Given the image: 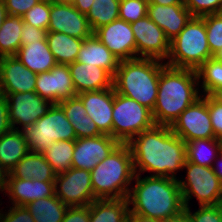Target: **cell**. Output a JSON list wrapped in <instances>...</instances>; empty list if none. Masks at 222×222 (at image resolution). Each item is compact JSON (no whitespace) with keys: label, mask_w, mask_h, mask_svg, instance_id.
<instances>
[{"label":"cell","mask_w":222,"mask_h":222,"mask_svg":"<svg viewBox=\"0 0 222 222\" xmlns=\"http://www.w3.org/2000/svg\"><path fill=\"white\" fill-rule=\"evenodd\" d=\"M127 144L132 153L135 174L151 172L150 176L178 179L175 173L182 171L187 161L186 142L169 126L154 125Z\"/></svg>","instance_id":"obj_1"},{"label":"cell","mask_w":222,"mask_h":222,"mask_svg":"<svg viewBox=\"0 0 222 222\" xmlns=\"http://www.w3.org/2000/svg\"><path fill=\"white\" fill-rule=\"evenodd\" d=\"M135 174L134 186L130 189L128 203L130 212L158 220L181 213L184 209L178 179ZM142 178V179H141Z\"/></svg>","instance_id":"obj_2"},{"label":"cell","mask_w":222,"mask_h":222,"mask_svg":"<svg viewBox=\"0 0 222 222\" xmlns=\"http://www.w3.org/2000/svg\"><path fill=\"white\" fill-rule=\"evenodd\" d=\"M197 72L166 65L160 72L157 98L152 110L155 125L169 126L201 97Z\"/></svg>","instance_id":"obj_3"},{"label":"cell","mask_w":222,"mask_h":222,"mask_svg":"<svg viewBox=\"0 0 222 222\" xmlns=\"http://www.w3.org/2000/svg\"><path fill=\"white\" fill-rule=\"evenodd\" d=\"M165 66V62L154 58L121 60L113 76L115 92L152 111L157 98L160 72Z\"/></svg>","instance_id":"obj_4"},{"label":"cell","mask_w":222,"mask_h":222,"mask_svg":"<svg viewBox=\"0 0 222 222\" xmlns=\"http://www.w3.org/2000/svg\"><path fill=\"white\" fill-rule=\"evenodd\" d=\"M94 196L97 199L127 198L135 177L133 159L127 143H120L91 171Z\"/></svg>","instance_id":"obj_5"},{"label":"cell","mask_w":222,"mask_h":222,"mask_svg":"<svg viewBox=\"0 0 222 222\" xmlns=\"http://www.w3.org/2000/svg\"><path fill=\"white\" fill-rule=\"evenodd\" d=\"M212 57L203 16H192L184 29L170 41V52L165 63L171 67L196 71Z\"/></svg>","instance_id":"obj_6"},{"label":"cell","mask_w":222,"mask_h":222,"mask_svg":"<svg viewBox=\"0 0 222 222\" xmlns=\"http://www.w3.org/2000/svg\"><path fill=\"white\" fill-rule=\"evenodd\" d=\"M21 131L31 152L42 153L56 141L77 139L72 124L58 104H52L45 115Z\"/></svg>","instance_id":"obj_7"},{"label":"cell","mask_w":222,"mask_h":222,"mask_svg":"<svg viewBox=\"0 0 222 222\" xmlns=\"http://www.w3.org/2000/svg\"><path fill=\"white\" fill-rule=\"evenodd\" d=\"M155 125L152 111L137 101L116 93L112 112V138L128 143L142 131Z\"/></svg>","instance_id":"obj_8"},{"label":"cell","mask_w":222,"mask_h":222,"mask_svg":"<svg viewBox=\"0 0 222 222\" xmlns=\"http://www.w3.org/2000/svg\"><path fill=\"white\" fill-rule=\"evenodd\" d=\"M183 169H186V178L178 182L185 207H189L192 197H196L199 206L222 204V182L212 167L186 161Z\"/></svg>","instance_id":"obj_9"},{"label":"cell","mask_w":222,"mask_h":222,"mask_svg":"<svg viewBox=\"0 0 222 222\" xmlns=\"http://www.w3.org/2000/svg\"><path fill=\"white\" fill-rule=\"evenodd\" d=\"M55 195L68 206L90 205L94 196L90 171L70 168L57 173L54 181Z\"/></svg>","instance_id":"obj_10"},{"label":"cell","mask_w":222,"mask_h":222,"mask_svg":"<svg viewBox=\"0 0 222 222\" xmlns=\"http://www.w3.org/2000/svg\"><path fill=\"white\" fill-rule=\"evenodd\" d=\"M172 132L185 142L215 138L208 111L207 95H201L186 108L171 126Z\"/></svg>","instance_id":"obj_11"},{"label":"cell","mask_w":222,"mask_h":222,"mask_svg":"<svg viewBox=\"0 0 222 222\" xmlns=\"http://www.w3.org/2000/svg\"><path fill=\"white\" fill-rule=\"evenodd\" d=\"M6 98L13 130H23L45 115L52 103L36 92L1 93ZM22 126L21 129L16 127Z\"/></svg>","instance_id":"obj_12"},{"label":"cell","mask_w":222,"mask_h":222,"mask_svg":"<svg viewBox=\"0 0 222 222\" xmlns=\"http://www.w3.org/2000/svg\"><path fill=\"white\" fill-rule=\"evenodd\" d=\"M130 25L136 40V58H154L165 62L170 52V41L165 32L148 15Z\"/></svg>","instance_id":"obj_13"},{"label":"cell","mask_w":222,"mask_h":222,"mask_svg":"<svg viewBox=\"0 0 222 222\" xmlns=\"http://www.w3.org/2000/svg\"><path fill=\"white\" fill-rule=\"evenodd\" d=\"M35 92L52 104L75 97L77 94L68 65L57 64L50 71L38 73Z\"/></svg>","instance_id":"obj_14"},{"label":"cell","mask_w":222,"mask_h":222,"mask_svg":"<svg viewBox=\"0 0 222 222\" xmlns=\"http://www.w3.org/2000/svg\"><path fill=\"white\" fill-rule=\"evenodd\" d=\"M120 61L136 58V40L130 23L118 18L93 32Z\"/></svg>","instance_id":"obj_15"},{"label":"cell","mask_w":222,"mask_h":222,"mask_svg":"<svg viewBox=\"0 0 222 222\" xmlns=\"http://www.w3.org/2000/svg\"><path fill=\"white\" fill-rule=\"evenodd\" d=\"M47 32H60L83 40L93 35L86 15L72 5L54 3L51 0Z\"/></svg>","instance_id":"obj_16"},{"label":"cell","mask_w":222,"mask_h":222,"mask_svg":"<svg viewBox=\"0 0 222 222\" xmlns=\"http://www.w3.org/2000/svg\"><path fill=\"white\" fill-rule=\"evenodd\" d=\"M119 144L117 139L107 134L76 139L71 167L91 171Z\"/></svg>","instance_id":"obj_17"},{"label":"cell","mask_w":222,"mask_h":222,"mask_svg":"<svg viewBox=\"0 0 222 222\" xmlns=\"http://www.w3.org/2000/svg\"><path fill=\"white\" fill-rule=\"evenodd\" d=\"M37 73L32 72L16 55L0 57L1 93L35 92Z\"/></svg>","instance_id":"obj_18"},{"label":"cell","mask_w":222,"mask_h":222,"mask_svg":"<svg viewBox=\"0 0 222 222\" xmlns=\"http://www.w3.org/2000/svg\"><path fill=\"white\" fill-rule=\"evenodd\" d=\"M81 99L87 115L95 122L102 134L112 137V112L114 87L99 91H85L77 94Z\"/></svg>","instance_id":"obj_19"},{"label":"cell","mask_w":222,"mask_h":222,"mask_svg":"<svg viewBox=\"0 0 222 222\" xmlns=\"http://www.w3.org/2000/svg\"><path fill=\"white\" fill-rule=\"evenodd\" d=\"M147 15L164 32L169 41L173 40L191 19L185 4L158 5L148 3Z\"/></svg>","instance_id":"obj_20"},{"label":"cell","mask_w":222,"mask_h":222,"mask_svg":"<svg viewBox=\"0 0 222 222\" xmlns=\"http://www.w3.org/2000/svg\"><path fill=\"white\" fill-rule=\"evenodd\" d=\"M5 193L11 205L26 206L34 200L53 196L55 194L54 181L18 179L9 174Z\"/></svg>","instance_id":"obj_21"},{"label":"cell","mask_w":222,"mask_h":222,"mask_svg":"<svg viewBox=\"0 0 222 222\" xmlns=\"http://www.w3.org/2000/svg\"><path fill=\"white\" fill-rule=\"evenodd\" d=\"M76 94L113 87V77L96 65L73 62L68 65Z\"/></svg>","instance_id":"obj_22"},{"label":"cell","mask_w":222,"mask_h":222,"mask_svg":"<svg viewBox=\"0 0 222 222\" xmlns=\"http://www.w3.org/2000/svg\"><path fill=\"white\" fill-rule=\"evenodd\" d=\"M76 61L103 68L112 77L115 75L120 62V60L94 35L83 40Z\"/></svg>","instance_id":"obj_23"},{"label":"cell","mask_w":222,"mask_h":222,"mask_svg":"<svg viewBox=\"0 0 222 222\" xmlns=\"http://www.w3.org/2000/svg\"><path fill=\"white\" fill-rule=\"evenodd\" d=\"M16 57L34 73L50 71L58 63L48 46L47 40L21 45Z\"/></svg>","instance_id":"obj_24"},{"label":"cell","mask_w":222,"mask_h":222,"mask_svg":"<svg viewBox=\"0 0 222 222\" xmlns=\"http://www.w3.org/2000/svg\"><path fill=\"white\" fill-rule=\"evenodd\" d=\"M18 179L55 181L56 172L40 152H31L22 158L9 173Z\"/></svg>","instance_id":"obj_25"},{"label":"cell","mask_w":222,"mask_h":222,"mask_svg":"<svg viewBox=\"0 0 222 222\" xmlns=\"http://www.w3.org/2000/svg\"><path fill=\"white\" fill-rule=\"evenodd\" d=\"M29 153L21 130H10L0 137V165L10 173L17 163Z\"/></svg>","instance_id":"obj_26"},{"label":"cell","mask_w":222,"mask_h":222,"mask_svg":"<svg viewBox=\"0 0 222 222\" xmlns=\"http://www.w3.org/2000/svg\"><path fill=\"white\" fill-rule=\"evenodd\" d=\"M129 207L128 198L96 199L90 204L89 222H124Z\"/></svg>","instance_id":"obj_27"},{"label":"cell","mask_w":222,"mask_h":222,"mask_svg":"<svg viewBox=\"0 0 222 222\" xmlns=\"http://www.w3.org/2000/svg\"><path fill=\"white\" fill-rule=\"evenodd\" d=\"M46 40L58 64L69 65L77 60L83 39L60 32H47Z\"/></svg>","instance_id":"obj_28"},{"label":"cell","mask_w":222,"mask_h":222,"mask_svg":"<svg viewBox=\"0 0 222 222\" xmlns=\"http://www.w3.org/2000/svg\"><path fill=\"white\" fill-rule=\"evenodd\" d=\"M68 207L55 194L26 205L35 222H62Z\"/></svg>","instance_id":"obj_29"},{"label":"cell","mask_w":222,"mask_h":222,"mask_svg":"<svg viewBox=\"0 0 222 222\" xmlns=\"http://www.w3.org/2000/svg\"><path fill=\"white\" fill-rule=\"evenodd\" d=\"M23 16L9 15L0 29V57L16 55L20 49L23 31Z\"/></svg>","instance_id":"obj_30"},{"label":"cell","mask_w":222,"mask_h":222,"mask_svg":"<svg viewBox=\"0 0 222 222\" xmlns=\"http://www.w3.org/2000/svg\"><path fill=\"white\" fill-rule=\"evenodd\" d=\"M222 141L217 138L196 139L186 142L187 161L206 167H212Z\"/></svg>","instance_id":"obj_31"},{"label":"cell","mask_w":222,"mask_h":222,"mask_svg":"<svg viewBox=\"0 0 222 222\" xmlns=\"http://www.w3.org/2000/svg\"><path fill=\"white\" fill-rule=\"evenodd\" d=\"M74 147L75 140H60L43 150L42 154L57 174L71 168Z\"/></svg>","instance_id":"obj_32"},{"label":"cell","mask_w":222,"mask_h":222,"mask_svg":"<svg viewBox=\"0 0 222 222\" xmlns=\"http://www.w3.org/2000/svg\"><path fill=\"white\" fill-rule=\"evenodd\" d=\"M120 0H94L86 17L92 31L119 18Z\"/></svg>","instance_id":"obj_33"},{"label":"cell","mask_w":222,"mask_h":222,"mask_svg":"<svg viewBox=\"0 0 222 222\" xmlns=\"http://www.w3.org/2000/svg\"><path fill=\"white\" fill-rule=\"evenodd\" d=\"M196 72L199 86L203 90L201 95H212L222 88V62L215 57L209 58Z\"/></svg>","instance_id":"obj_34"},{"label":"cell","mask_w":222,"mask_h":222,"mask_svg":"<svg viewBox=\"0 0 222 222\" xmlns=\"http://www.w3.org/2000/svg\"><path fill=\"white\" fill-rule=\"evenodd\" d=\"M203 20L206 26L208 46L214 56L222 49V12L204 15Z\"/></svg>","instance_id":"obj_35"},{"label":"cell","mask_w":222,"mask_h":222,"mask_svg":"<svg viewBox=\"0 0 222 222\" xmlns=\"http://www.w3.org/2000/svg\"><path fill=\"white\" fill-rule=\"evenodd\" d=\"M25 24L48 30L50 22V0H41L23 15Z\"/></svg>","instance_id":"obj_36"},{"label":"cell","mask_w":222,"mask_h":222,"mask_svg":"<svg viewBox=\"0 0 222 222\" xmlns=\"http://www.w3.org/2000/svg\"><path fill=\"white\" fill-rule=\"evenodd\" d=\"M148 0H120L119 18L132 23L147 15Z\"/></svg>","instance_id":"obj_37"},{"label":"cell","mask_w":222,"mask_h":222,"mask_svg":"<svg viewBox=\"0 0 222 222\" xmlns=\"http://www.w3.org/2000/svg\"><path fill=\"white\" fill-rule=\"evenodd\" d=\"M192 16L202 17L222 12V0H184Z\"/></svg>","instance_id":"obj_38"},{"label":"cell","mask_w":222,"mask_h":222,"mask_svg":"<svg viewBox=\"0 0 222 222\" xmlns=\"http://www.w3.org/2000/svg\"><path fill=\"white\" fill-rule=\"evenodd\" d=\"M198 210L191 212L190 206L185 207L192 222H222V204L199 206Z\"/></svg>","instance_id":"obj_39"},{"label":"cell","mask_w":222,"mask_h":222,"mask_svg":"<svg viewBox=\"0 0 222 222\" xmlns=\"http://www.w3.org/2000/svg\"><path fill=\"white\" fill-rule=\"evenodd\" d=\"M73 126L77 139L96 137L102 135L92 119L85 115V118L68 119Z\"/></svg>","instance_id":"obj_40"},{"label":"cell","mask_w":222,"mask_h":222,"mask_svg":"<svg viewBox=\"0 0 222 222\" xmlns=\"http://www.w3.org/2000/svg\"><path fill=\"white\" fill-rule=\"evenodd\" d=\"M207 105L215 138L222 141V105L211 95H207Z\"/></svg>","instance_id":"obj_41"},{"label":"cell","mask_w":222,"mask_h":222,"mask_svg":"<svg viewBox=\"0 0 222 222\" xmlns=\"http://www.w3.org/2000/svg\"><path fill=\"white\" fill-rule=\"evenodd\" d=\"M58 105L63 109L65 116L68 119L85 118V115H87L86 109L77 95L75 97L62 100L58 103Z\"/></svg>","instance_id":"obj_42"},{"label":"cell","mask_w":222,"mask_h":222,"mask_svg":"<svg viewBox=\"0 0 222 222\" xmlns=\"http://www.w3.org/2000/svg\"><path fill=\"white\" fill-rule=\"evenodd\" d=\"M8 212L0 210V222H35L26 206H11Z\"/></svg>","instance_id":"obj_43"},{"label":"cell","mask_w":222,"mask_h":222,"mask_svg":"<svg viewBox=\"0 0 222 222\" xmlns=\"http://www.w3.org/2000/svg\"><path fill=\"white\" fill-rule=\"evenodd\" d=\"M9 15L23 16L41 0H3Z\"/></svg>","instance_id":"obj_44"},{"label":"cell","mask_w":222,"mask_h":222,"mask_svg":"<svg viewBox=\"0 0 222 222\" xmlns=\"http://www.w3.org/2000/svg\"><path fill=\"white\" fill-rule=\"evenodd\" d=\"M90 205L69 206L62 222H89Z\"/></svg>","instance_id":"obj_45"},{"label":"cell","mask_w":222,"mask_h":222,"mask_svg":"<svg viewBox=\"0 0 222 222\" xmlns=\"http://www.w3.org/2000/svg\"><path fill=\"white\" fill-rule=\"evenodd\" d=\"M46 34L47 30L24 23L21 35L22 45L29 44L30 42L45 41Z\"/></svg>","instance_id":"obj_46"},{"label":"cell","mask_w":222,"mask_h":222,"mask_svg":"<svg viewBox=\"0 0 222 222\" xmlns=\"http://www.w3.org/2000/svg\"><path fill=\"white\" fill-rule=\"evenodd\" d=\"M12 130L10 124L8 105L4 95H0V137Z\"/></svg>","instance_id":"obj_47"},{"label":"cell","mask_w":222,"mask_h":222,"mask_svg":"<svg viewBox=\"0 0 222 222\" xmlns=\"http://www.w3.org/2000/svg\"><path fill=\"white\" fill-rule=\"evenodd\" d=\"M94 0H76L74 7L82 14L87 15Z\"/></svg>","instance_id":"obj_48"},{"label":"cell","mask_w":222,"mask_h":222,"mask_svg":"<svg viewBox=\"0 0 222 222\" xmlns=\"http://www.w3.org/2000/svg\"><path fill=\"white\" fill-rule=\"evenodd\" d=\"M163 222H192L189 213L184 209L176 216L164 219Z\"/></svg>","instance_id":"obj_49"},{"label":"cell","mask_w":222,"mask_h":222,"mask_svg":"<svg viewBox=\"0 0 222 222\" xmlns=\"http://www.w3.org/2000/svg\"><path fill=\"white\" fill-rule=\"evenodd\" d=\"M214 161L215 162L212 165V169L219 180L222 182V149L219 151L217 159Z\"/></svg>","instance_id":"obj_50"},{"label":"cell","mask_w":222,"mask_h":222,"mask_svg":"<svg viewBox=\"0 0 222 222\" xmlns=\"http://www.w3.org/2000/svg\"><path fill=\"white\" fill-rule=\"evenodd\" d=\"M130 222H163V220L144 217L129 211L128 218Z\"/></svg>","instance_id":"obj_51"},{"label":"cell","mask_w":222,"mask_h":222,"mask_svg":"<svg viewBox=\"0 0 222 222\" xmlns=\"http://www.w3.org/2000/svg\"><path fill=\"white\" fill-rule=\"evenodd\" d=\"M8 175L9 172H7L1 165H0V191H6L7 188V182H8Z\"/></svg>","instance_id":"obj_52"},{"label":"cell","mask_w":222,"mask_h":222,"mask_svg":"<svg viewBox=\"0 0 222 222\" xmlns=\"http://www.w3.org/2000/svg\"><path fill=\"white\" fill-rule=\"evenodd\" d=\"M148 3L166 6V5H174V4H184V0H148Z\"/></svg>","instance_id":"obj_53"},{"label":"cell","mask_w":222,"mask_h":222,"mask_svg":"<svg viewBox=\"0 0 222 222\" xmlns=\"http://www.w3.org/2000/svg\"><path fill=\"white\" fill-rule=\"evenodd\" d=\"M7 16H8V13L5 7V3L3 0H0V29L3 24V21L5 20Z\"/></svg>","instance_id":"obj_54"},{"label":"cell","mask_w":222,"mask_h":222,"mask_svg":"<svg viewBox=\"0 0 222 222\" xmlns=\"http://www.w3.org/2000/svg\"><path fill=\"white\" fill-rule=\"evenodd\" d=\"M218 103L222 105V88L218 89L211 95Z\"/></svg>","instance_id":"obj_55"},{"label":"cell","mask_w":222,"mask_h":222,"mask_svg":"<svg viewBox=\"0 0 222 222\" xmlns=\"http://www.w3.org/2000/svg\"><path fill=\"white\" fill-rule=\"evenodd\" d=\"M54 3L66 4L74 6L76 0H51Z\"/></svg>","instance_id":"obj_56"},{"label":"cell","mask_w":222,"mask_h":222,"mask_svg":"<svg viewBox=\"0 0 222 222\" xmlns=\"http://www.w3.org/2000/svg\"><path fill=\"white\" fill-rule=\"evenodd\" d=\"M214 57H215L218 61L222 62V49L219 50V51L214 55Z\"/></svg>","instance_id":"obj_57"}]
</instances>
